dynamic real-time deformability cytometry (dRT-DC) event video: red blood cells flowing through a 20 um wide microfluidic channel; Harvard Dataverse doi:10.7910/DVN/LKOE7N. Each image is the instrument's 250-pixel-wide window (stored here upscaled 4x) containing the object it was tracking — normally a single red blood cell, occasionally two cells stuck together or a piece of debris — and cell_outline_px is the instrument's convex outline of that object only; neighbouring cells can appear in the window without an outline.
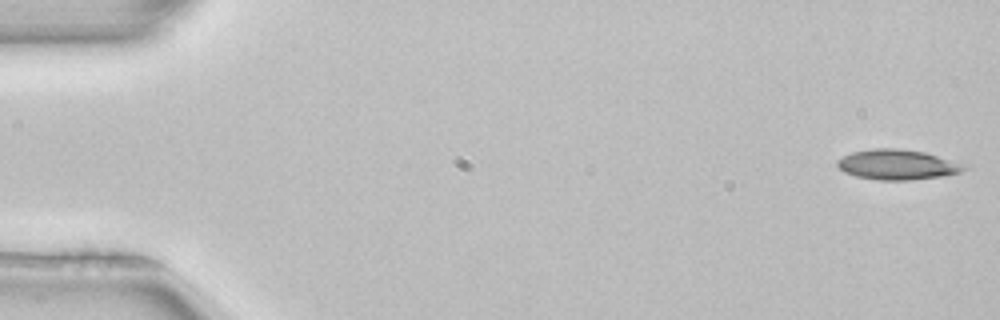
{"species": "common noctule bat (a hibernating species)", "species_latin": "Nyctalus noctula", "temperature_condition": "room temperature", "stored_images_in_passage": 51, "camera_frame_rate_fps": 3000, "um_per_image_px": 0.085, "animal": {"sex": "female", "body_mass_g": 22.7, "forearm_length_mm": 54.2}, "frame": {"image": 1, "passage_image": 1, "time_ms": 0.0, "image_size_px": [1000, 320], "cell_outline_px": [[972, 164], [968, 168], [960, 172], [940, 176], [912, 180], [876, 180], [856, 176], [844, 172], [836, 164], [836, 160], [852, 152], [872, 148], [900, 148], [924, 152]], "centroid_in_image_um": [76.35, 13.98], "position_along_channel_um": 8.7, "area_um2": 22.66}}
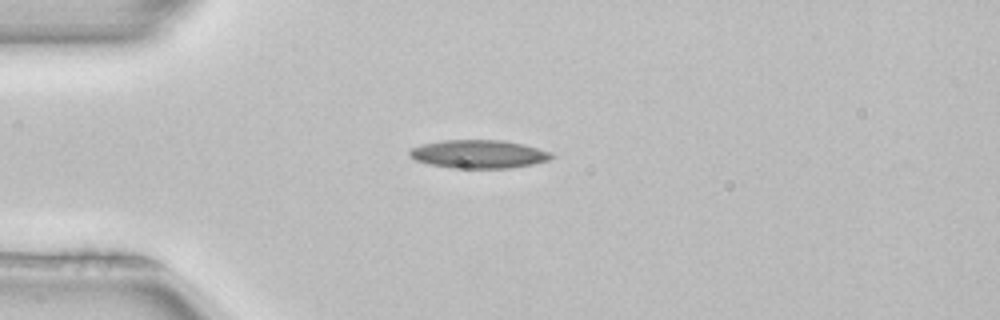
{"frame": {"image": 2, "passage_image": 13, "time_ms": 4.0, "image_size_px": [1000, 320], "cell_outline_px": [[556, 156], [548, 160], [532, 164], [508, 168], [448, 168], [428, 164], [416, 160], [408, 152], [408, 148], [424, 144], [444, 140], [500, 140], [524, 144], [552, 152]], "centroid_in_image_um": [40.69, 13.1], "position_along_channel_um": 44.3, "area_um2": 23.47}}
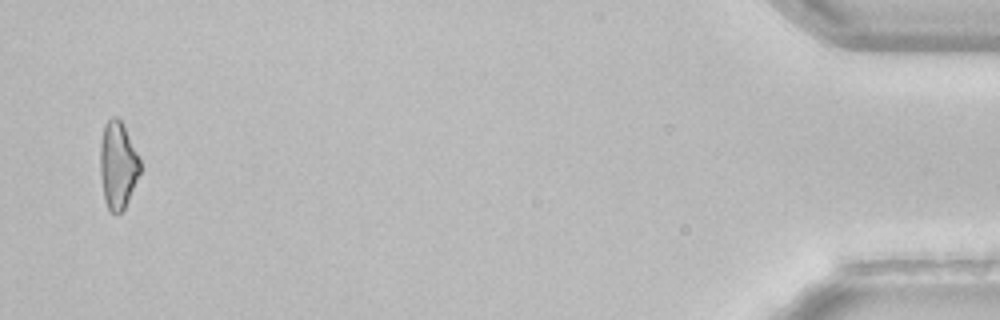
{"frame": {"image": 3, "passage_image": 50, "time_ms": 16.333, "image_size_px": [1000, 320], "cell_outline_px": [[140, 172], [128, 200], [124, 208], [116, 216], [108, 212], [104, 200], [100, 176], [100, 140], [104, 124], [112, 116], [116, 116], [120, 120], [140, 160]], "centroid_in_image_um": [9.97, 14.08], "position_along_channel_um": 425.2, "area_um2": 20.29}}